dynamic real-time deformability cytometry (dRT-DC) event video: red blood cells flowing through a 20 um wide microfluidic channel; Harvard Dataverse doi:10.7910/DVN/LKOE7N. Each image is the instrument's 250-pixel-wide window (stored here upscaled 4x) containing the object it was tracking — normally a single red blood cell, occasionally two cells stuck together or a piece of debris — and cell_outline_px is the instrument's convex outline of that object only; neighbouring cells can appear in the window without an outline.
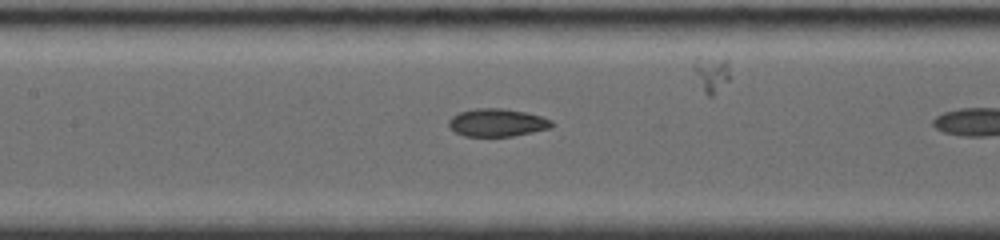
{"species": "common noctule bat (a hibernating species)", "species_latin": "Nyctalus noctula", "temperature_condition": "room temperature", "stored_images_in_passage": 12, "camera_frame_rate_fps": 4000, "um_per_image_px": 0.085, "animal": {"sex": "female", "body_mass_g": 19.0, "forearm_length_mm": 56.7}, "frame": {"image": 1, "passage_image": 7, "time_ms": 3.75, "image_size_px": [1000, 240], "cell_outline_px": [[556, 124], [552, 128], [512, 136], [464, 136], [456, 132], [448, 124], [448, 120], [452, 116], [460, 112], [476, 108], [504, 108], [524, 112], [540, 116], [552, 120]], "centroid_in_image_um": [42.29, 10.42], "position_along_channel_um": 165.1, "area_um2": 16.7}}